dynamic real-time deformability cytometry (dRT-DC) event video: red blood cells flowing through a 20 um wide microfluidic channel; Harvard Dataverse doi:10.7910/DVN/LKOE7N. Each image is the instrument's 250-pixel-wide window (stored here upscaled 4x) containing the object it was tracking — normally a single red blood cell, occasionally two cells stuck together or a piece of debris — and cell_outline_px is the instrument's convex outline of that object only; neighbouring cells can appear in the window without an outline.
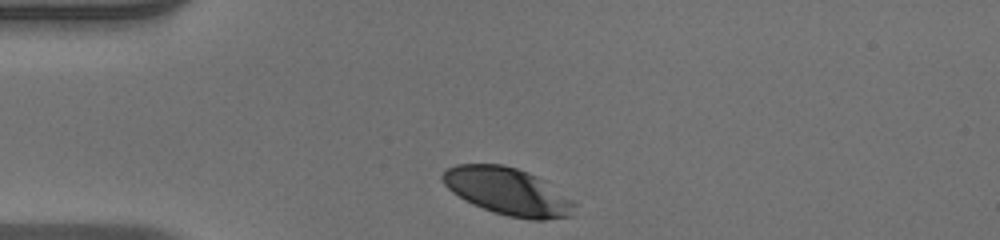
{"species": "human", "species_latin": "Homo sapiens", "temperature_condition": "warm", "stored_images_in_passage": 31, "camera_frame_rate_fps": 3000, "um_per_image_px": 0.085, "donor": {"sex": "male"}, "frame": {"image": 1, "passage_image": 1, "time_ms": 0.0, "image_size_px": [1000, 240], "cell_outline_px": [[576, 204], [572, 216], [544, 220], [532, 220], [508, 216], [492, 212], [472, 204], [464, 200], [452, 192], [444, 184], [440, 176], [448, 168], [456, 164], [504, 164], [528, 172], [544, 180], [572, 200]], "centroid_in_image_um": [43.15, 16.28], "position_along_channel_um": 41.9, "area_um2": 36.41}}
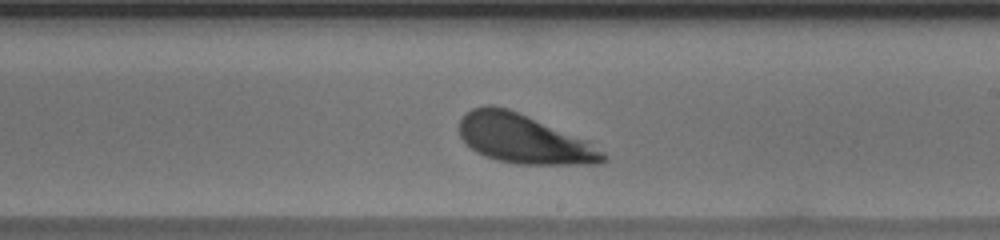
{"frame": {"image": 2, "passage_image": 19, "time_ms": 6.0, "image_size_px": [1000, 240], "cell_outline_px": [[608, 160], [600, 164], [516, 164], [496, 160], [484, 156], [476, 152], [460, 136], [460, 120], [464, 112], [472, 108], [488, 104], [492, 104], [508, 108], [588, 140], [604, 152], [608, 156]], "centroid_in_image_um": [44.54, 11.81], "position_along_channel_um": 244.5, "area_um2": 41.33}}
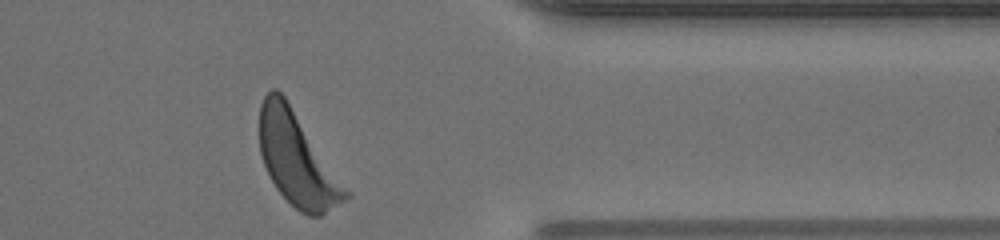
{"frame": {"image": 3, "passage_image": 31, "time_ms": 10.0, "image_size_px": [1000, 240], "cell_outline_px": [[352, 196], [320, 216], [308, 216], [300, 212], [276, 188], [264, 164], [260, 152], [260, 104], [264, 96], [272, 88], [276, 88], [284, 96]], "centroid_in_image_um": [25.24, 13.56], "position_along_channel_um": 386.2, "area_um2": 45.43}, "authors_computed_cell_mechanics": {"area_um2": 40.9224, "velocity_mm_per_s": 3.8915, "shape_relaxation_time_tau1_ms": 1.5814, "shape_relaxation_time_tau2_ms": null, "deformation_change_tau1": 0.122, "deformation_change_tau2": null}}